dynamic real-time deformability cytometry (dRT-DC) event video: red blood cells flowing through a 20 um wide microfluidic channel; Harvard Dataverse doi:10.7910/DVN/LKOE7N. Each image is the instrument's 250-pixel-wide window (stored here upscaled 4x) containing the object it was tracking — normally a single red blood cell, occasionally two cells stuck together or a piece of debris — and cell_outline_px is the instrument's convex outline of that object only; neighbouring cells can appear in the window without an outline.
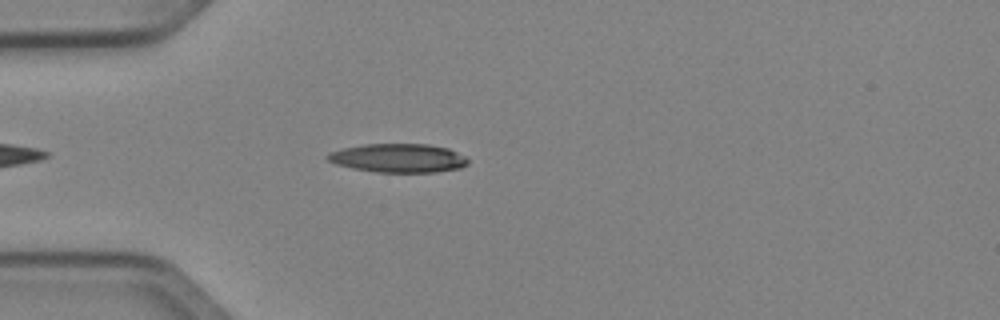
{"species": "Egyptian fruit bat (a non-hibernating species)", "species_latin": "Rousettus aegyptiacus", "temperature_condition": "cold", "stored_images_in_passage": 37, "camera_frame_rate_fps": 3000, "um_per_image_px": 0.085, "animal": {"sex": "female"}, "frame": {"image": 1, "passage_image": 5, "time_ms": 1.333, "image_size_px": [1000, 320], "cell_outline_px": [[468, 164], [460, 168], [436, 172], [376, 172], [352, 168], [336, 164], [328, 160], [324, 156], [328, 152], [344, 148], [364, 144], [428, 144], [448, 148], [464, 156], [468, 160]], "centroid_in_image_um": [33.84, 13.43], "position_along_channel_um": 51.2, "area_um2": 23.52}}
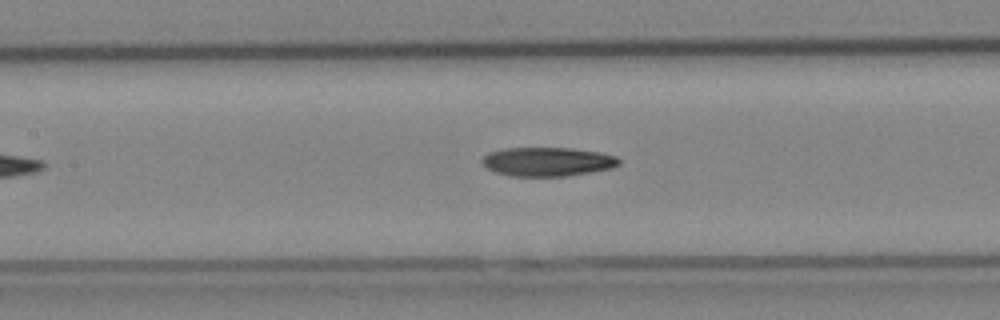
{"frame": {"image": 2, "passage_image": 14, "time_ms": 4.333, "image_size_px": [1000, 320], "cell_outline_px": [[620, 164], [612, 168], [592, 172], [568, 176], [512, 176], [496, 172], [488, 168], [484, 164], [484, 156], [492, 152], [504, 148], [572, 148], [600, 152], [616, 156], [620, 160]], "centroid_in_image_um": [46.61, 13.74], "position_along_channel_um": 160.8, "area_um2": 22.95}}
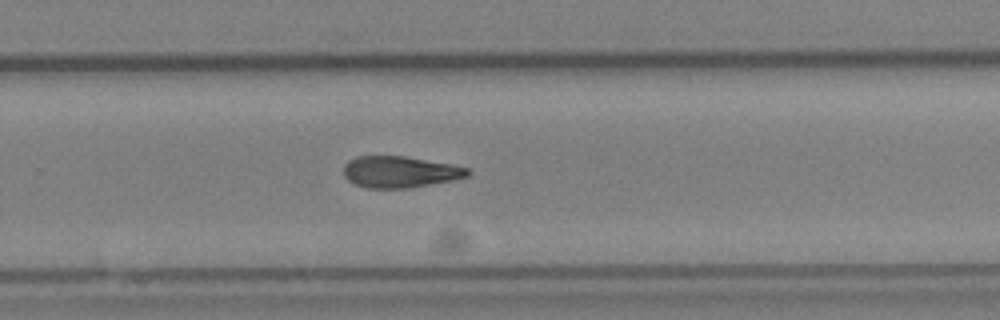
{"frame": {"image": 3, "passage_image": 24, "time_ms": 7.667, "image_size_px": [1000, 320], "cell_outline_px": [[472, 172], [468, 176], [452, 180], [408, 188], [368, 188], [356, 184], [348, 180], [344, 176], [344, 164], [348, 160], [356, 156], [404, 156], [452, 164], [468, 168]], "centroid_in_image_um": [33.99, 14.6], "position_along_channel_um": 295.8, "area_um2": 22.72}, "authors_computed_cell_mechanics": {"area_um2": 23.3512, "velocity_mm_per_s": 4.0725, "shape_relaxation_time_tau1_ms": 9.0871, "shape_relaxation_time_tau2_ms": null, "deformation_change_tau1": 0.2031, "deformation_change_tau2": null}}